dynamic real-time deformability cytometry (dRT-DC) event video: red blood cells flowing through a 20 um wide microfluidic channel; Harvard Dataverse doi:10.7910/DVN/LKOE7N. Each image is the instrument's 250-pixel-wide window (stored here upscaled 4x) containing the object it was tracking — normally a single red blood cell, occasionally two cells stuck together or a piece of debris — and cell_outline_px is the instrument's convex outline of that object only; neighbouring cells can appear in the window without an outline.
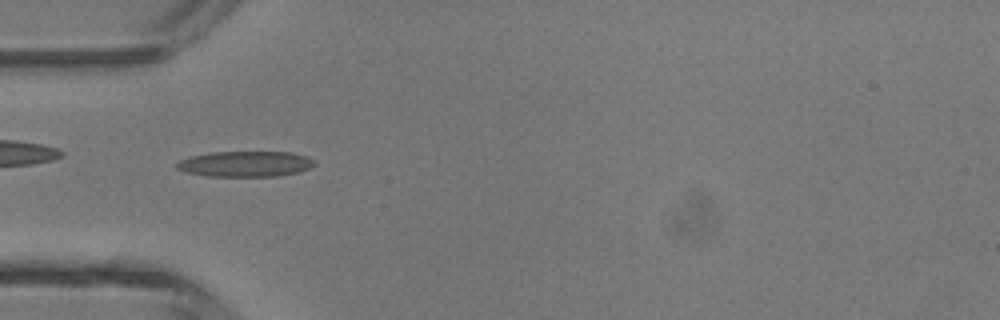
{"species": "common noctule bat (a hibernating species)", "species_latin": "Nyctalus noctula", "temperature_condition": "room temperature", "stored_images_in_passage": 46, "camera_frame_rate_fps": 3000, "um_per_image_px": 0.085, "animal": {"sex": "male", "body_mass_g": 13.3}, "frame": {"image": 1, "passage_image": 14, "time_ms": 4.333, "image_size_px": [1000, 320], "cell_outline_px": [[316, 164], [300, 172], [276, 176], [208, 176], [184, 172], [176, 168], [176, 164], [180, 160], [192, 156], [212, 152], [292, 152], [308, 156], [316, 160]], "centroid_in_image_um": [20.89, 13.93], "position_along_channel_um": 64.1, "area_um2": 20.63}}
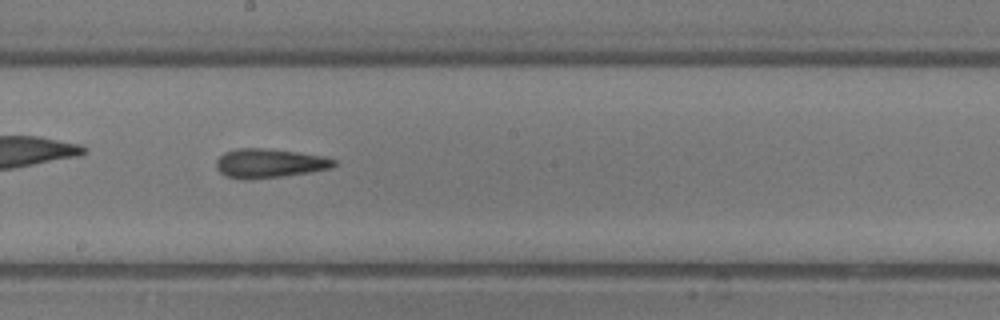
{"frame": {"image": 2, "passage_image": 25, "time_ms": 8.0, "image_size_px": [1000, 320], "cell_outline_px": [[336, 164], [332, 168], [284, 176], [244, 180], [224, 176], [216, 168], [216, 160], [224, 152], [236, 148], [264, 148], [296, 152], [324, 156], [336, 160]], "centroid_in_image_um": [22.86, 13.88], "position_along_channel_um": 225.3, "area_um2": 20.06}}
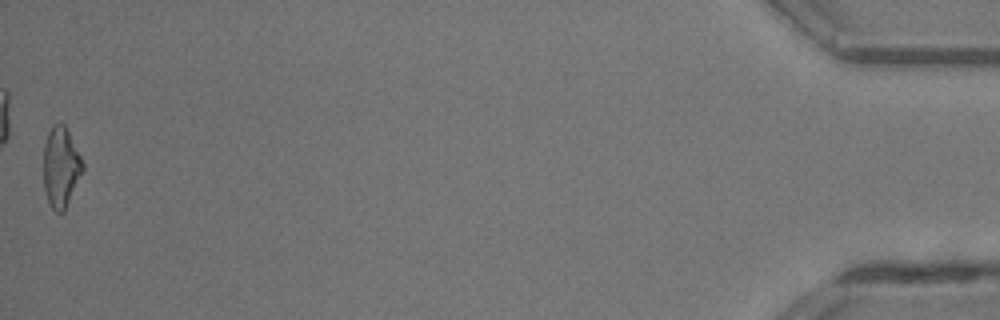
{"frame": {"image": 3, "passage_image": 46, "time_ms": 15.0, "image_size_px": [1000, 320], "cell_outline_px": [[84, 168], [64, 212], [56, 212], [52, 208], [48, 200], [44, 188], [44, 144], [48, 132], [56, 124], [64, 124], [84, 164]], "centroid_in_image_um": [5.17, 14.23], "position_along_channel_um": 430.0, "area_um2": 17.92}, "authors_computed_cell_mechanics": {"area_um2": 18.9295, "velocity_mm_per_s": 4.3899, "shape_relaxation_time_tau1_ms": 8.9346, "shape_relaxation_time_tau2_ms": 3.1192, "deformation_change_tau1": 0.2436, "deformation_change_tau2": 0.1548}}